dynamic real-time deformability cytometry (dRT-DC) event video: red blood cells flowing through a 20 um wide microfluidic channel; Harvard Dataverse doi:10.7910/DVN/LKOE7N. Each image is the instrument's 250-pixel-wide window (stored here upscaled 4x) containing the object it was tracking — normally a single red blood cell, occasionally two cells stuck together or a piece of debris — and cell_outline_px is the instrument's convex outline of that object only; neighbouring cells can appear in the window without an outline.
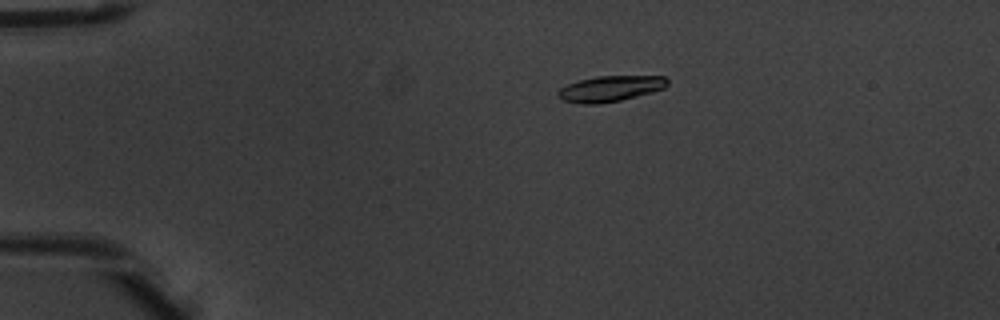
{"species": "common noctule bat (a hibernating species)", "species_latin": "Nyctalus noctula", "temperature_condition": "warm", "stored_images_in_passage": 9, "camera_frame_rate_fps": 3000, "um_per_image_px": 0.085, "animal": {"sex": "male", "body_mass_g": 20.1, "forearm_length_mm": 53.5}, "frame": {"image": 1, "passage_image": 3, "time_ms": 0.667, "image_size_px": [1000, 320], "cell_outline_px": [[668, 84], [664, 88], [652, 92], [620, 100], [596, 104], [580, 104], [564, 100], [556, 96], [556, 92], [560, 88], [568, 84], [580, 80], [596, 76], [664, 76], [668, 80]], "centroid_in_image_um": [51.85, 7.53], "position_along_channel_um": 33.1, "area_um2": 16.36}}
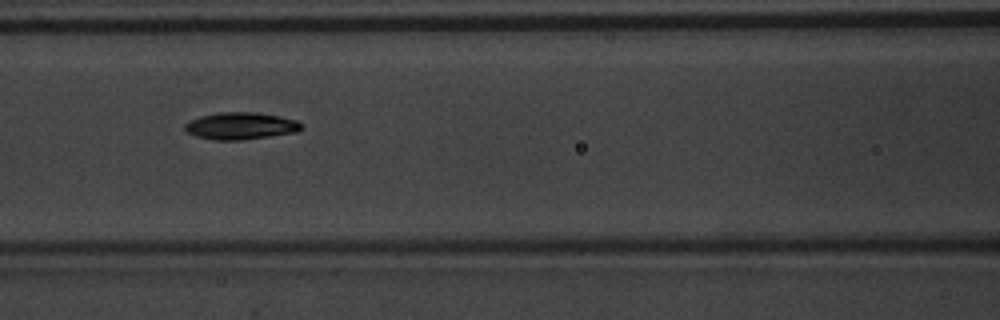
{"frame": {"image": 2, "passage_image": 7, "time_ms": 2.0, "image_size_px": [1000, 320], "cell_outline_px": [[300, 128], [296, 132], [240, 140], [216, 140], [196, 136], [188, 132], [184, 128], [184, 124], [200, 116], [216, 112], [256, 112], [280, 116], [296, 120], [300, 124]], "centroid_in_image_um": [20.42, 10.69], "position_along_channel_um": 146.2, "area_um2": 18.15}}
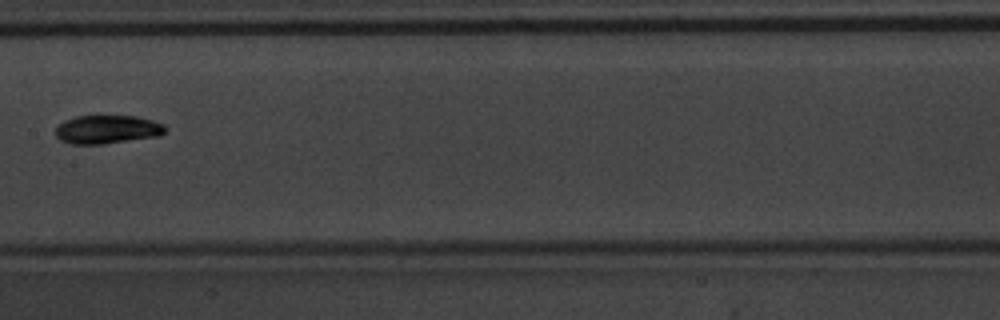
{"frame": {"image": 3, "passage_image": 8, "time_ms": 2.333, "image_size_px": [1000, 320], "cell_outline_px": [[164, 132], [160, 136], [104, 144], [72, 144], [60, 140], [56, 136], [56, 128], [64, 120], [76, 116], [136, 116], [152, 120], [164, 124]], "centroid_in_image_um": [9.11, 11.0], "position_along_channel_um": 198.3, "area_um2": 18.21}}